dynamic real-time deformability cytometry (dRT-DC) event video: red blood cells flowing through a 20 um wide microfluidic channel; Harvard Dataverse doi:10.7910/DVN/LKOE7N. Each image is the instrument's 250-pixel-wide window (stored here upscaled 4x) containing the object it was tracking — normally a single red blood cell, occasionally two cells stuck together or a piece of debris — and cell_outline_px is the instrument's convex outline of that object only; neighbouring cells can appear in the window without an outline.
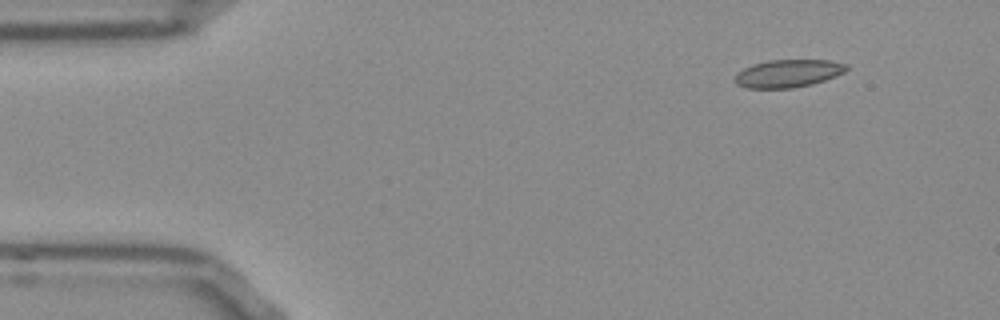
{"species": "Egyptian fruit bat (a non-hibernating species)", "species_latin": "Rousettus aegyptiacus", "temperature_condition": "room temperature", "stored_images_in_passage": 48, "camera_frame_rate_fps": 3000, "um_per_image_px": 0.085, "frame": {"image": 1, "passage_image": 1, "time_ms": 0.0, "image_size_px": [1000, 320], "cell_outline_px": [[848, 68], [844, 72], [836, 76], [812, 84], [792, 88], [748, 88], [736, 84], [732, 80], [744, 68], [752, 64], [768, 60], [828, 60], [848, 64]], "centroid_in_image_um": [66.99, 6.24], "position_along_channel_um": 18.0, "area_um2": 18.03}}
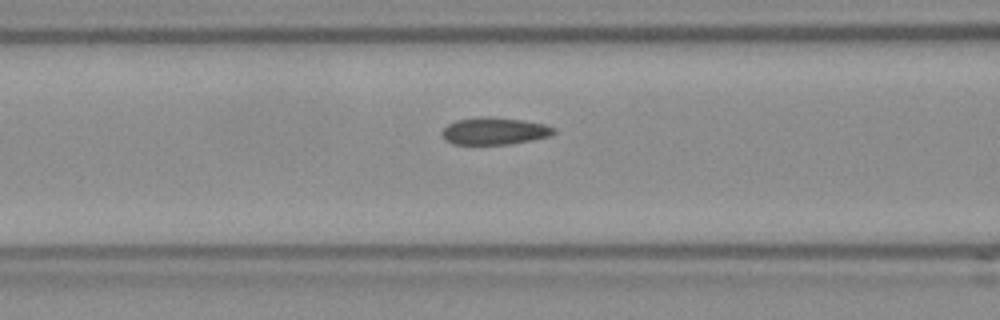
{"frame": {"image": 2, "passage_image": 16, "time_ms": 5.0, "image_size_px": [1000, 320], "cell_outline_px": [[556, 132], [552, 136], [532, 140], [508, 144], [452, 144], [444, 140], [440, 132], [448, 124], [456, 120], [480, 116], [492, 116], [524, 120], [544, 124], [556, 128]], "centroid_in_image_um": [42.03, 11.13], "position_along_channel_um": 124.6, "area_um2": 18.03}}
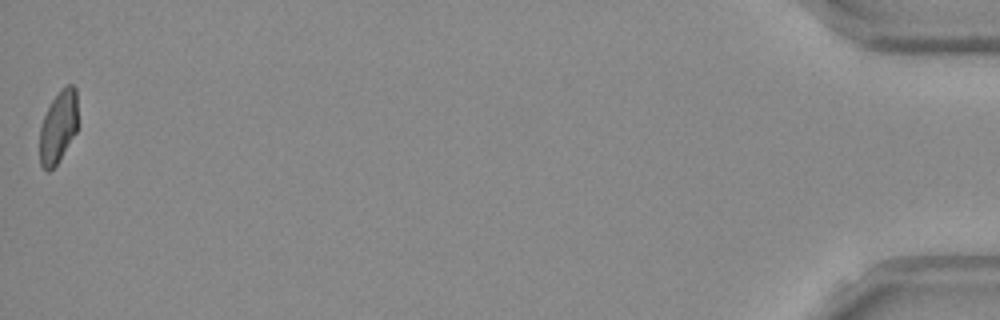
{"frame": {"image": 3, "passage_image": 48, "time_ms": 15.667, "image_size_px": [1000, 320], "cell_outline_px": [[76, 132], [56, 164], [48, 172], [40, 164], [40, 128], [44, 116], [52, 100], [60, 88], [68, 84], [72, 84], [76, 88]], "centroid_in_image_um": [4.94, 10.75], "position_along_channel_um": 430.3, "area_um2": 15.72}, "authors_computed_cell_mechanics": {"area_um2": 17.7157, "velocity_mm_per_s": 3.8272, "shape_relaxation_time_tau1_ms": null, "shape_relaxation_time_tau2_ms": 1.8984, "deformation_change_tau1": null, "deformation_change_tau2": 0.0896}}